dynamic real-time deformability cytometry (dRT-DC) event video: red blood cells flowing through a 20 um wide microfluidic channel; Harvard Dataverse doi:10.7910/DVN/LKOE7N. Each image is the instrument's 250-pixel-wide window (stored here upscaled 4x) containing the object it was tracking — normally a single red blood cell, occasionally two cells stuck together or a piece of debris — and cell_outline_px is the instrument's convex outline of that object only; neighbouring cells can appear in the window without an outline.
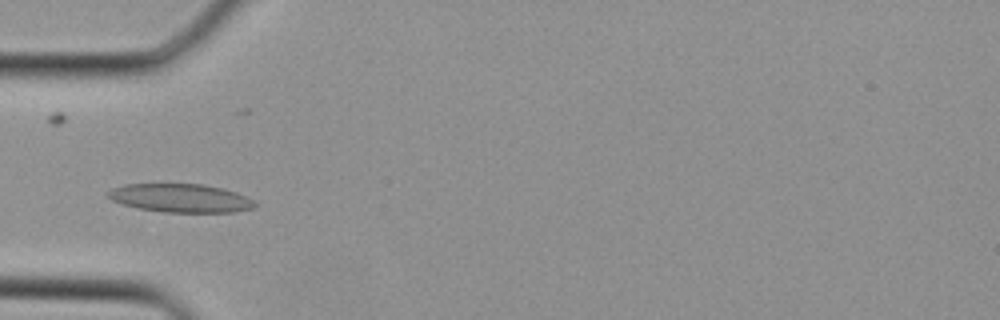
{"species": "Egyptian fruit bat (a non-hibernating species)", "species_latin": "Rousettus aegyptiacus", "temperature_condition": "cold", "stored_images_in_passage": 4, "camera_frame_rate_fps": 3000, "um_per_image_px": 0.085, "animal": {"sex": "female"}, "frame": {"image": 1, "passage_image": 2, "time_ms": 0.333, "image_size_px": [1000, 320], "cell_outline_px": [[256, 204], [252, 208], [232, 212], [164, 212], [136, 208], [112, 200], [108, 196], [108, 192], [112, 188], [124, 184], [204, 184], [224, 188], [248, 196], [256, 200]], "centroid_in_image_um": [15.39, 16.83], "position_along_channel_um": 69.6, "area_um2": 24.45}}